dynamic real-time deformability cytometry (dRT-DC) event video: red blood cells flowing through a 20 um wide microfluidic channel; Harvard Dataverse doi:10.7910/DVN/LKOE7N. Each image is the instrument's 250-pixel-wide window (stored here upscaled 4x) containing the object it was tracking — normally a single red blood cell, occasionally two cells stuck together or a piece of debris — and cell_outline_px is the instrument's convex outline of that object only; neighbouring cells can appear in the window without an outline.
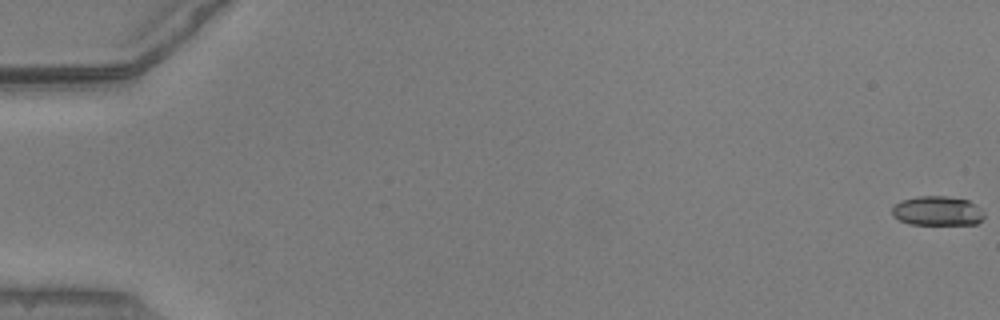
{"species": "common noctule bat (a hibernating species)", "species_latin": "Nyctalus noctula", "temperature_condition": "warm", "stored_images_in_passage": 12, "camera_frame_rate_fps": 3000, "um_per_image_px": 0.085, "animal": {"sex": "male", "body_mass_g": 20.5, "forearm_length_mm": 52.5}, "frame": {"image": 1, "passage_image": 1, "time_ms": 0.0, "image_size_px": [1000, 320], "cell_outline_px": [[984, 216], [976, 224], [908, 224], [892, 216], [892, 208], [900, 200], [916, 196], [948, 196], [968, 200], [976, 204], [984, 212]], "centroid_in_image_um": [79.67, 17.92], "position_along_channel_um": 5.3, "area_um2": 15.9}}